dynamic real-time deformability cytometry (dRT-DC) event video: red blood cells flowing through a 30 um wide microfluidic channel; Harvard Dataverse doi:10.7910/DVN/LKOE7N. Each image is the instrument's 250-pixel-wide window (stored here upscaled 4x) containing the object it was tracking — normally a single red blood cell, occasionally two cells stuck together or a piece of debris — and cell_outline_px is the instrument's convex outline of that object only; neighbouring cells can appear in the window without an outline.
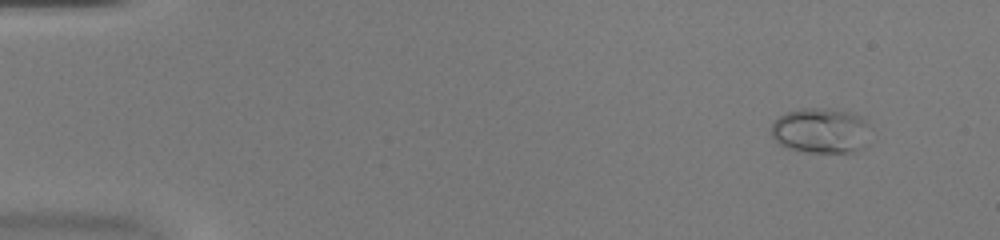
{"species": "common noctule bat (a hibernating species)", "species_latin": "Nyctalus noctula", "temperature_condition": "warm", "stored_images_in_passage": 53, "camera_frame_rate_fps": 3000, "um_per_image_px": 0.085, "animal": {"sex": "female", "body_mass_g": 20.0, "forearm_length_mm": 54.0}, "frame": {"image": 1, "passage_image": 5, "time_ms": 1.333, "image_size_px": [1000, 240], "cell_outline_px": [[864, 124], [856, 148], [852, 152], [808, 152], [788, 148], [780, 144], [772, 136], [772, 124], [784, 112], [800, 108], [828, 108], [848, 112], [864, 120]], "centroid_in_image_um": [69.55, 11.07], "position_along_channel_um": 15.5, "area_um2": 24.62}}
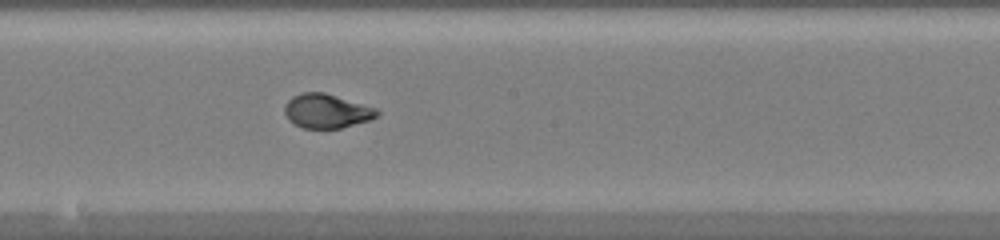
{"frame": {"image": 2, "passage_image": 30, "time_ms": 9.667, "image_size_px": [1000, 240], "cell_outline_px": [[380, 112], [372, 120], [340, 128], [304, 128], [288, 120], [284, 112], [284, 104], [292, 96], [300, 92], [324, 92], [376, 108]], "centroid_in_image_um": [27.74, 9.43], "position_along_channel_um": 220.5, "area_um2": 18.44}}
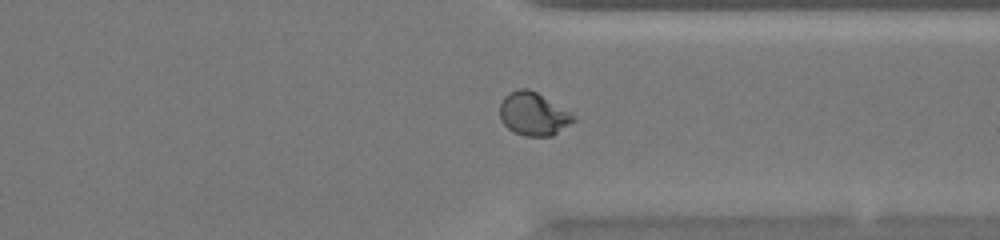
{"frame": {"image": 3, "passage_image": 41, "time_ms": 13.333, "image_size_px": [1000, 240], "cell_outline_px": [[576, 120], [552, 136], [524, 136], [512, 132], [500, 120], [500, 104], [504, 96], [520, 88], [528, 88], [536, 92], [572, 112]], "centroid_in_image_um": [45.34, 9.7], "position_along_channel_um": 366.1, "area_um2": 18.55}, "authors_computed_cell_mechanics": {"area_um2": 18.8428, "velocity_mm_per_s": 3.9747, "shape_relaxation_time_tau1_ms": 6.0132, "shape_relaxation_time_tau2_ms": null, "deformation_change_tau1": 0.2263, "deformation_change_tau2": null}}